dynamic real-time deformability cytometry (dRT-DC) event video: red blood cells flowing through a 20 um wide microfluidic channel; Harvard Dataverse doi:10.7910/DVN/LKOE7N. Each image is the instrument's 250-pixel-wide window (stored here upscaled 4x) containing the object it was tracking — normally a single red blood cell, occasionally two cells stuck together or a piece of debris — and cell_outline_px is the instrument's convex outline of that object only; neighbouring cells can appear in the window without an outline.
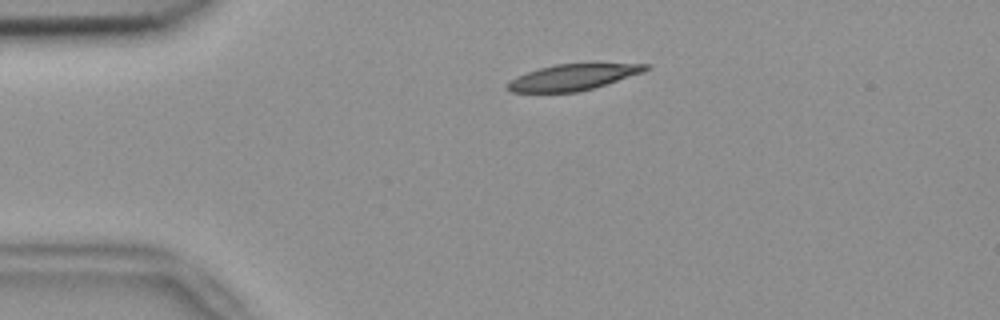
{"species": "common noctule bat (a hibernating species)", "species_latin": "Nyctalus noctula", "temperature_condition": "room temperature", "stored_images_in_passage": 14, "camera_frame_rate_fps": 3000, "um_per_image_px": 0.085, "animal": {"sex": "female", "body_mass_g": 18.4}, "frame": {"image": 1, "passage_image": 10, "time_ms": 3.0, "image_size_px": [1000, 320], "cell_outline_px": [[648, 68], [644, 72], [592, 88], [576, 92], [512, 92], [504, 88], [516, 76], [540, 68], [556, 64], [648, 64]], "centroid_in_image_um": [48.65, 6.57], "position_along_channel_um": 36.3, "area_um2": 20.46}}